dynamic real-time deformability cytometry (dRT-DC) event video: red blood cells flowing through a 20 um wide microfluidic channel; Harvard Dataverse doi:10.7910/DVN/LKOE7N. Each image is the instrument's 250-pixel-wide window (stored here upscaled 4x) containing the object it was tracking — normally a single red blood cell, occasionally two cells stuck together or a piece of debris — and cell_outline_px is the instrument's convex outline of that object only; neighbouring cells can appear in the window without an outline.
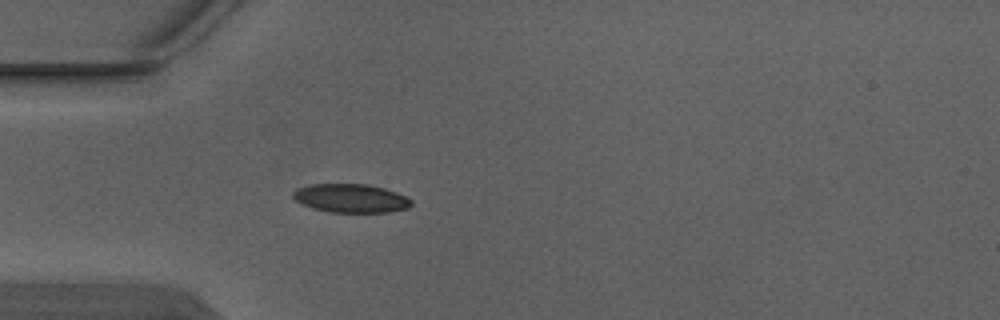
{"species": "Egyptian fruit bat (a non-hibernating species)", "species_latin": "Rousettus aegyptiacus", "temperature_condition": "warm", "stored_images_in_passage": 4, "camera_frame_rate_fps": 3000, "um_per_image_px": 0.085, "animal": {"sex": "male"}, "frame": {"image": 1, "passage_image": 4, "time_ms": 1.0, "image_size_px": [1000, 320], "cell_outline_px": [[412, 204], [408, 208], [388, 212], [328, 212], [312, 208], [296, 200], [292, 196], [292, 192], [300, 188], [312, 184], [368, 184], [384, 188], [396, 192], [412, 200]], "centroid_in_image_um": [29.84, 16.85], "position_along_channel_um": 55.2, "area_um2": 19.59}}